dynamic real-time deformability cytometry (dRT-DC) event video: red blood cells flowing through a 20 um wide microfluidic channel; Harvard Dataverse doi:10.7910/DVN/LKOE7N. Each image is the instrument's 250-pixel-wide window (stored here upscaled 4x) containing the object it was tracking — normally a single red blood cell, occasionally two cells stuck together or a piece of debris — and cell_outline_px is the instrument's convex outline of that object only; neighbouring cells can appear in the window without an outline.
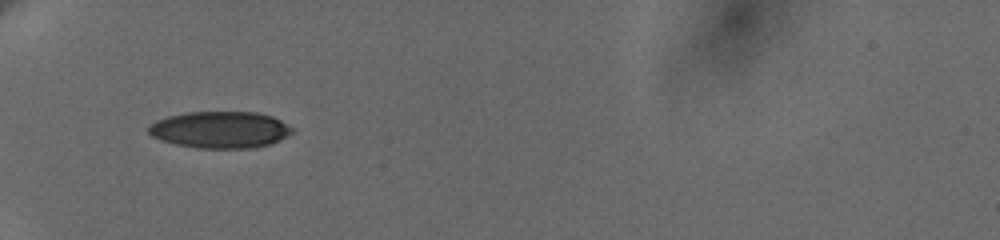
{"species": "human", "species_latin": "Homo sapiens", "temperature_condition": "cold", "stored_images_in_passage": 49, "camera_frame_rate_fps": 3000, "um_per_image_px": 0.085, "donor": {"sex": "female"}, "frame": {"image": 1, "passage_image": 1, "time_ms": 0.0, "image_size_px": [1000, 240], "cell_outline_px": [[292, 132], [280, 140], [272, 144], [252, 148], [196, 148], [176, 144], [152, 136], [148, 132], [148, 128], [156, 120], [168, 116], [184, 112], [256, 112], [272, 116], [280, 120], [292, 128]], "centroid_in_image_um": [18.72, 11.02], "position_along_channel_um": 66.3, "area_um2": 30.63}}
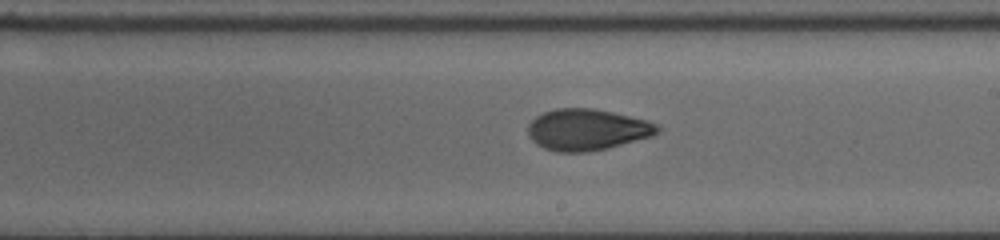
{"frame": {"image": 2, "passage_image": 20, "time_ms": 5.0, "image_size_px": [1000, 240], "cell_outline_px": [[660, 132], [652, 136], [608, 148], [588, 152], [556, 152], [544, 148], [536, 144], [532, 140], [528, 132], [528, 124], [536, 116], [544, 112], [556, 108], [592, 108], [612, 112], [648, 120], [660, 124]], "centroid_in_image_um": [49.92, 11.02], "position_along_channel_um": 239.1, "area_um2": 31.39}}
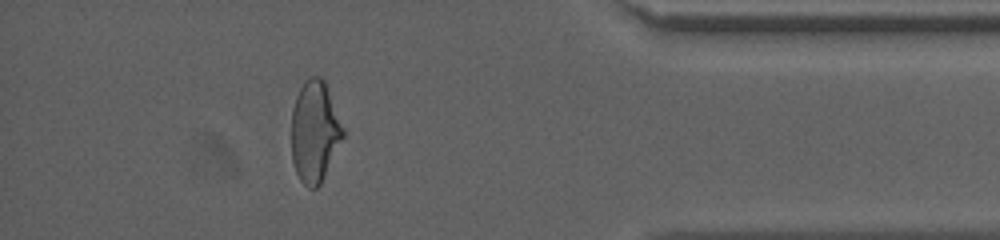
{"frame": {"image": 3, "passage_image": 41, "time_ms": 10.333, "image_size_px": [1000, 240], "cell_outline_px": [[344, 136], [320, 184], [316, 188], [308, 188], [300, 180], [296, 172], [292, 160], [292, 108], [296, 96], [300, 88], [312, 76], [320, 76], [324, 80], [344, 128]], "centroid_in_image_um": [26.75, 11.2], "position_along_channel_um": 408.5, "area_um2": 30.11}, "authors_computed_cell_mechanics": {"area_um2": 31.2698, "velocity_mm_per_s": 3.6645, "shape_relaxation_time_tau1_ms": 7.8038, "shape_relaxation_time_tau2_ms": 2.3944, "deformation_change_tau1": 0.2006, "deformation_change_tau2": 0.0766}}